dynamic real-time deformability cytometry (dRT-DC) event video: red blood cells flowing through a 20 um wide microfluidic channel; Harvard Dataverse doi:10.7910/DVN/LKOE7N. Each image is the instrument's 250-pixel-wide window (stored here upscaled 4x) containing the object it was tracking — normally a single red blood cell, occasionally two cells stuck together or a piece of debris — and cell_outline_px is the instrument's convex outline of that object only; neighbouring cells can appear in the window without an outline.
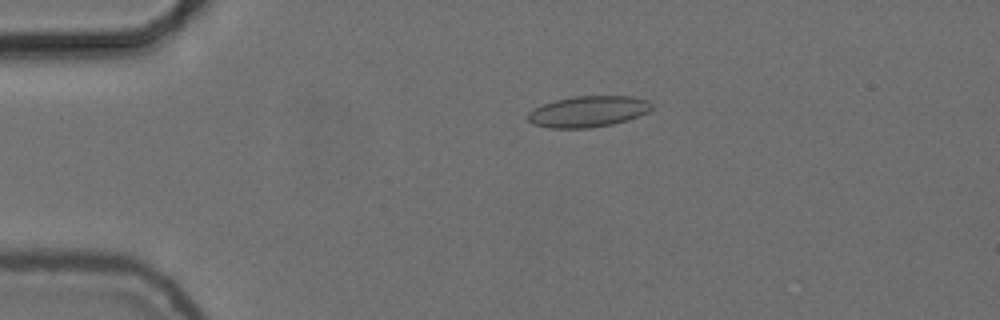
{"species": "common noctule bat (a hibernating species)", "species_latin": "Nyctalus noctula", "temperature_condition": "cold", "stored_images_in_passage": 55, "camera_frame_rate_fps": 3000, "um_per_image_px": 0.085, "animal": {"sex": "female", "body_mass_g": 24.6, "forearm_length_mm": 56.2}, "frame": {"image": 1, "passage_image": 12, "time_ms": 3.667, "image_size_px": [1000, 320], "cell_outline_px": [[652, 108], [648, 112], [628, 120], [612, 124], [588, 128], [548, 128], [532, 124], [528, 120], [528, 112], [544, 104], [556, 100], [572, 96], [632, 96], [648, 100], [652, 104]], "centroid_in_image_um": [50.0, 9.48], "position_along_channel_um": 35.0, "area_um2": 22.43}}
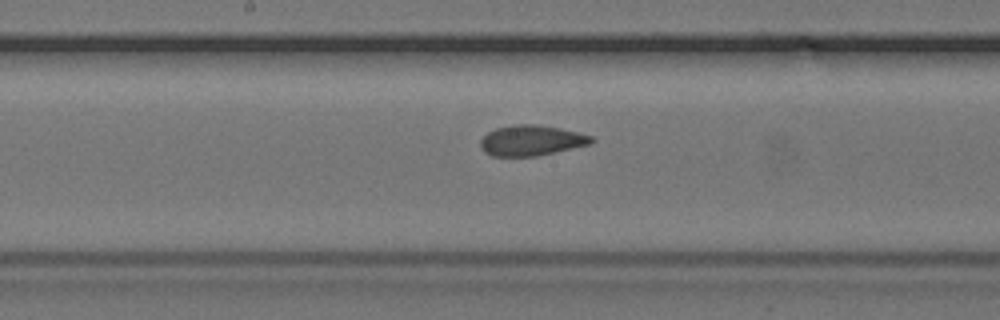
{"frame": {"image": 2, "passage_image": 29, "time_ms": 9.333, "image_size_px": [1000, 320], "cell_outline_px": [[596, 140], [592, 144], [536, 156], [492, 156], [484, 152], [480, 148], [480, 140], [488, 132], [496, 128], [512, 124], [536, 124], [560, 128], [592, 136]], "centroid_in_image_um": [45.16, 11.94], "position_along_channel_um": 203.0, "area_um2": 19.83}}
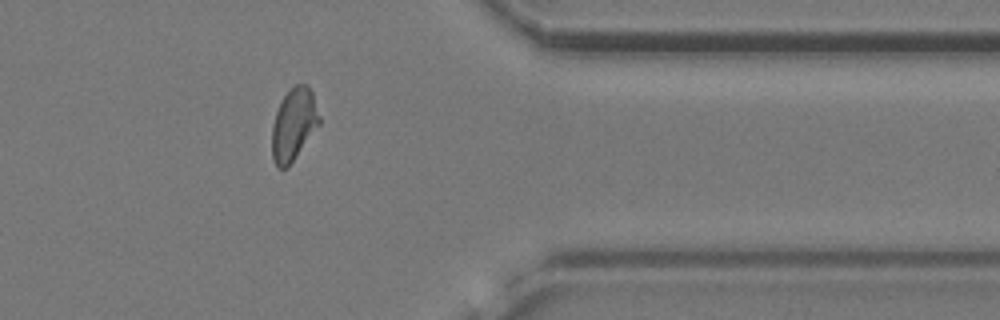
{"frame": {"image": 3, "passage_image": 45, "time_ms": 14.667, "image_size_px": [1000, 320], "cell_outline_px": [[320, 124], [288, 168], [276, 168], [272, 160], [272, 124], [276, 112], [284, 96], [296, 84], [308, 84], [312, 92], [320, 116]], "centroid_in_image_um": [24.96, 10.61], "position_along_channel_um": 386.4, "area_um2": 20.0}, "authors_computed_cell_mechanics": {"area_um2": 20.1144, "velocity_mm_per_s": 3.7177, "shape_relaxation_time_tau1_ms": null, "shape_relaxation_time_tau2_ms": 1.9177, "deformation_change_tau1": null, "deformation_change_tau2": 0.0688}}